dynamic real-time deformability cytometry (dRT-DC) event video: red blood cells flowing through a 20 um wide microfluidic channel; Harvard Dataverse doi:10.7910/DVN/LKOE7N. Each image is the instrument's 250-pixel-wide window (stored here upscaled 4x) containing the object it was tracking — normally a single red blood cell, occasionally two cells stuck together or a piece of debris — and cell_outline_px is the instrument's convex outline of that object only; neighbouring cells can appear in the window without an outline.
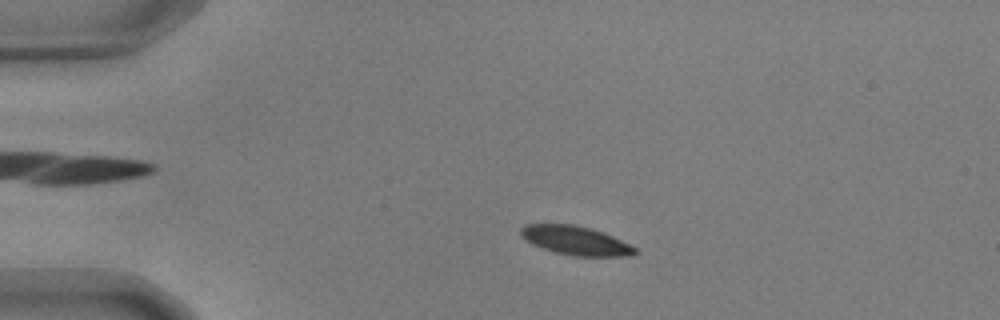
{"species": "common noctule bat (a hibernating species)", "species_latin": "Nyctalus noctula", "temperature_condition": "warm", "stored_images_in_passage": 53, "camera_frame_rate_fps": 3000, "um_per_image_px": 0.085, "animal": {"sex": "male", "body_mass_g": 17.9, "forearm_length_mm": 54.2}, "frame": {"image": 1, "passage_image": 9, "time_ms": 2.667, "image_size_px": [1000, 320], "cell_outline_px": [[640, 252], [636, 256], [576, 256], [556, 252], [532, 244], [524, 240], [520, 236], [520, 228], [524, 224], [572, 224], [604, 232], [636, 248]], "centroid_in_image_um": [48.93, 20.45], "position_along_channel_um": 36.1, "area_um2": 19.25}}
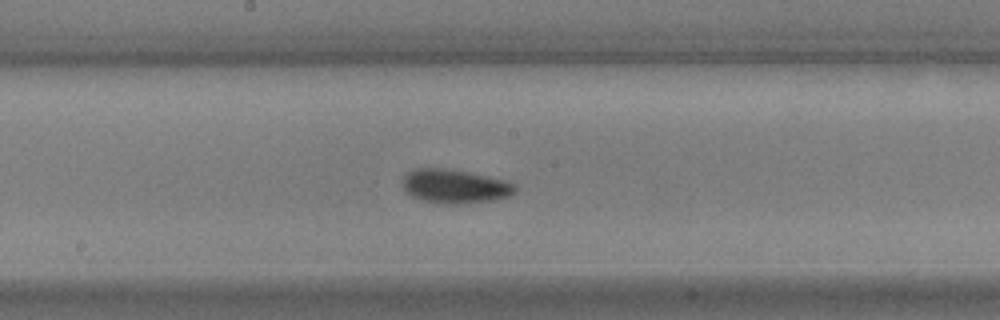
{"frame": {"image": 2, "passage_image": 27, "time_ms": 8.667, "image_size_px": [1000, 320], "cell_outline_px": [[516, 192], [508, 196], [492, 200], [460, 204], [444, 204], [420, 200], [404, 192], [404, 176], [408, 172], [416, 168], [448, 168], [488, 176], [504, 180], [516, 184]], "centroid_in_image_um": [38.65, 15.83], "position_along_channel_um": 209.5, "area_um2": 22.31}}
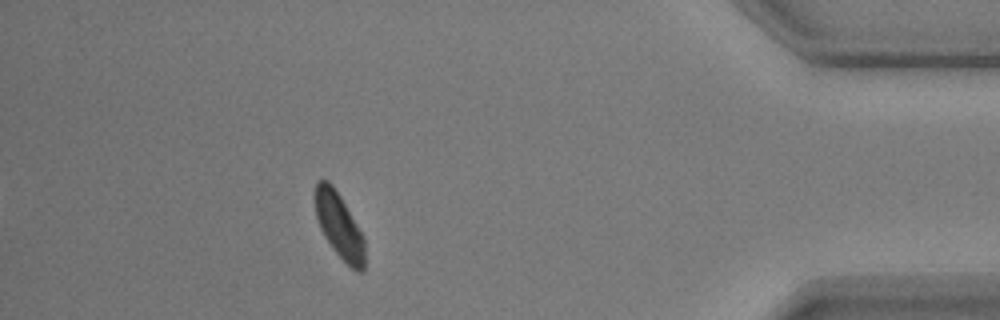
{"frame": {"image": 3, "passage_image": 47, "time_ms": 15.333, "image_size_px": [1000, 320], "cell_outline_px": [[364, 272], [356, 272], [332, 248], [324, 236], [320, 228], [316, 216], [312, 196], [316, 180], [328, 180], [332, 184], [340, 196], [364, 236]], "centroid_in_image_um": [28.79, 19.13], "position_along_channel_um": 406.4, "area_um2": 19.13}, "authors_computed_cell_mechanics": {"area_um2": 20.23, "velocity_mm_per_s": 3.6144, "shape_relaxation_time_tau1_ms": 8.1933, "shape_relaxation_time_tau2_ms": 4.2979, "deformation_change_tau1": 0.2267, "deformation_change_tau2": 0.0881}}